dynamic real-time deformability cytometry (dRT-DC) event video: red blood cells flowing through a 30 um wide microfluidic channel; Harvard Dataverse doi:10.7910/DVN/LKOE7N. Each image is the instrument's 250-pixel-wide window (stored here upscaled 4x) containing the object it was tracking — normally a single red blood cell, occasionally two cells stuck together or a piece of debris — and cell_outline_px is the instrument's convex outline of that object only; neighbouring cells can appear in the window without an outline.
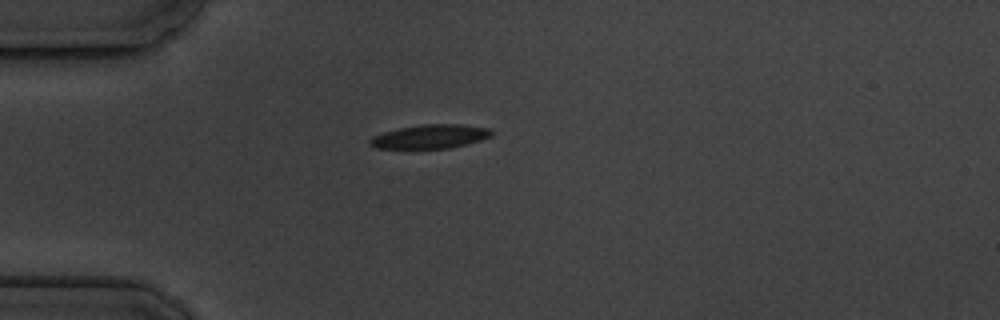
{"species": "common noctule bat (a hibernating species)", "species_latin": "Nyctalus noctula", "temperature_condition": "cold", "stored_images_in_passage": 1, "camera_frame_rate_fps": 3000, "um_per_image_px": 0.085, "animal": {"sex": "male", "body_mass_g": 19.5, "forearm_length_mm": 54.6}, "frame": {"image": 1, "passage_image": 1, "time_ms": 0.0, "image_size_px": [1000, 320], "cell_outline_px": [[496, 132], [492, 136], [468, 144], [448, 148], [376, 148], [368, 144], [368, 140], [372, 136], [384, 132], [400, 128], [424, 124], [460, 124], [488, 128]], "centroid_in_image_um": [36.59, 11.6], "position_along_channel_um": 48.4, "area_um2": 16.94}}